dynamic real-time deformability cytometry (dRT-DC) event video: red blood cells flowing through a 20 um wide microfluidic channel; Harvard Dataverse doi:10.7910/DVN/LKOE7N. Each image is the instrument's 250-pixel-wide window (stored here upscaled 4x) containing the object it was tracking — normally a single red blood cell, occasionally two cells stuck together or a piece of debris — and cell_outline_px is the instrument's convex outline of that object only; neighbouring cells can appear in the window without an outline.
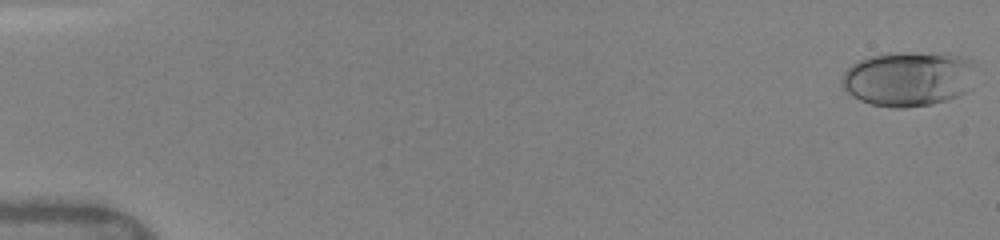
{"species": "human", "species_latin": "Homo sapiens", "temperature_condition": "warm", "stored_images_in_passage": 31, "camera_frame_rate_fps": 3000, "um_per_image_px": 0.085, "donor": {"sex": "female"}, "frame": {"image": 1, "passage_image": 1, "time_ms": 0.0, "image_size_px": [1000, 240], "cell_outline_px": [[968, 64], [964, 92], [956, 96], [932, 104], [904, 108], [896, 108], [872, 104], [860, 100], [852, 96], [844, 88], [844, 72], [852, 64], [860, 60], [872, 56], [896, 52], [948, 52], [960, 56], [968, 60]], "centroid_in_image_um": [77.09, 6.68], "position_along_channel_um": 7.9, "area_um2": 41.44}}
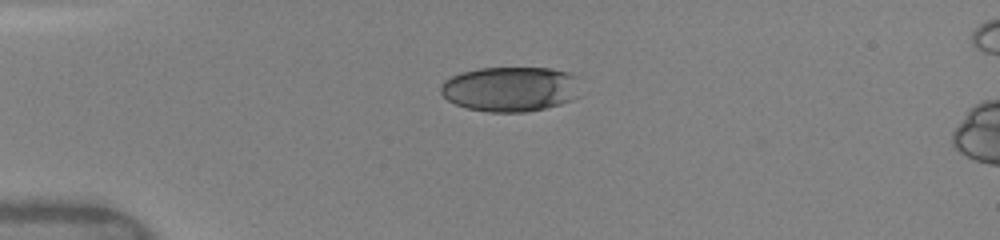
{"frame": {"image": 2, "passage_image": 20, "time_ms": 4.0, "image_size_px": [1000, 240], "cell_outline_px": [[580, 76], [576, 96], [572, 100], [560, 104], [528, 112], [488, 112], [468, 108], [456, 104], [448, 100], [440, 92], [440, 84], [444, 80], [460, 72], [480, 68], [548, 68], [568, 72]], "centroid_in_image_um": [43.38, 7.56], "position_along_channel_um": 41.6, "area_um2": 36.82}}
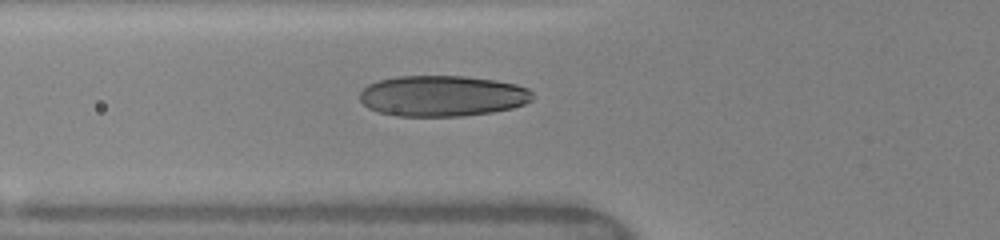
{"frame": {"image": 3, "passage_image": 28, "time_ms": 6.0, "image_size_px": [1000, 240], "cell_outline_px": [[532, 100], [524, 104], [512, 108], [492, 112], [464, 116], [400, 116], [380, 112], [368, 108], [360, 100], [360, 92], [368, 84], [380, 80], [396, 76], [464, 76], [496, 80], [516, 84], [528, 88], [532, 92]], "centroid_in_image_um": [37.61, 8.15], "position_along_channel_um": 88.2, "area_um2": 41.21}}